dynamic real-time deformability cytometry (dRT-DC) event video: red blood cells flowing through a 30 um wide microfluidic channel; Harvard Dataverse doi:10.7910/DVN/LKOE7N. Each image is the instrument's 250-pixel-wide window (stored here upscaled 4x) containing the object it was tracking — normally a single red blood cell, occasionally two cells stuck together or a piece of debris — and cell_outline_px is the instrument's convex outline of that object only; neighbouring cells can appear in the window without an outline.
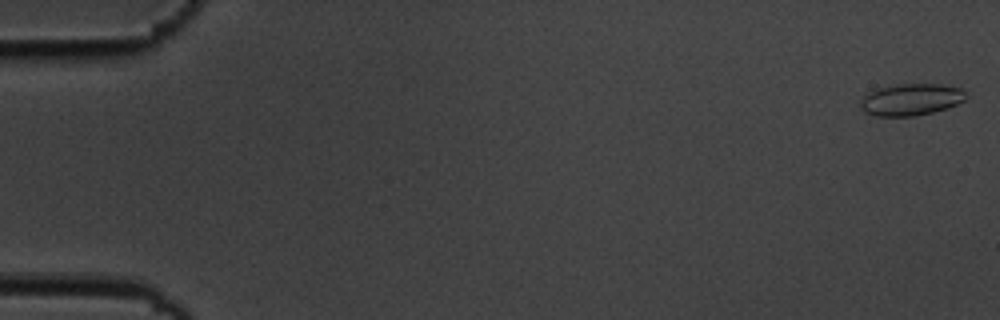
{"species": "common noctule bat (a hibernating species)", "species_latin": "Nyctalus noctula", "temperature_condition": "cold", "stored_images_in_passage": 56, "camera_frame_rate_fps": 3000, "um_per_image_px": 0.085, "animal": {"sex": "male", "body_mass_g": 19.5, "forearm_length_mm": 54.6}, "frame": {"image": 1, "passage_image": 1, "time_ms": 0.0, "image_size_px": [1000, 320], "cell_outline_px": [[968, 96], [964, 100], [948, 108], [916, 116], [876, 116], [864, 112], [860, 108], [860, 100], [868, 92], [880, 88], [900, 84], [944, 84], [960, 88]], "centroid_in_image_um": [77.43, 8.47], "position_along_channel_um": 7.6, "area_um2": 19.59}}
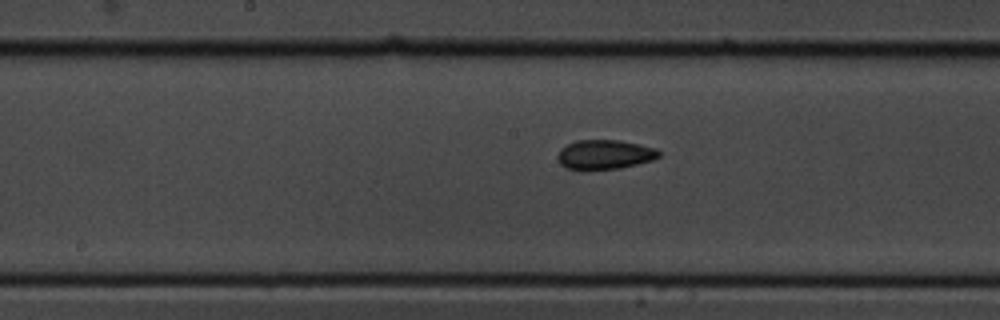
{"frame": {"image": 2, "passage_image": 29, "time_ms": 9.333, "image_size_px": [1000, 320], "cell_outline_px": [[660, 156], [652, 160], [620, 168], [564, 168], [560, 164], [556, 156], [560, 148], [576, 140], [620, 140], [656, 148], [660, 152]], "centroid_in_image_um": [51.39, 13.11], "position_along_channel_um": 196.8, "area_um2": 17.11}}
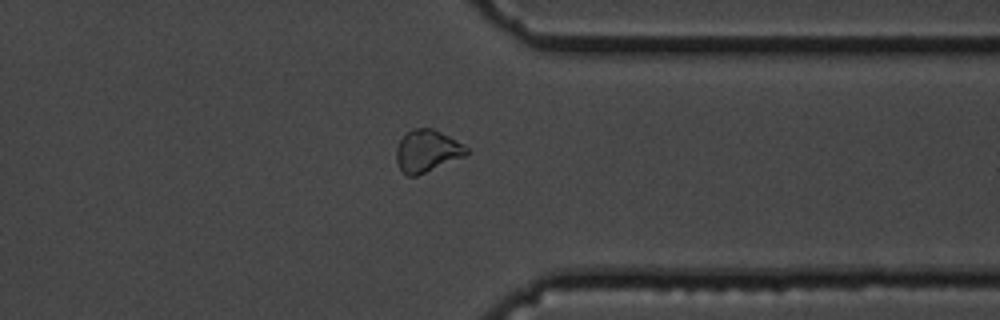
{"frame": {"image": 3, "passage_image": 44, "time_ms": 14.333, "image_size_px": [1000, 320], "cell_outline_px": [[472, 152], [464, 156], [416, 176], [408, 176], [400, 168], [396, 160], [396, 148], [400, 140], [412, 128], [432, 128], [448, 136], [468, 148]], "centroid_in_image_um": [36.3, 12.83], "position_along_channel_um": 375.1, "area_um2": 16.94}, "authors_computed_cell_mechanics": {"area_um2": 17.6001, "velocity_mm_per_s": 3.6185, "shape_relaxation_time_tau1_ms": 7.2336, "shape_relaxation_time_tau2_ms": 2.8085, "deformation_change_tau1": 0.132, "deformation_change_tau2": 0.0888}}